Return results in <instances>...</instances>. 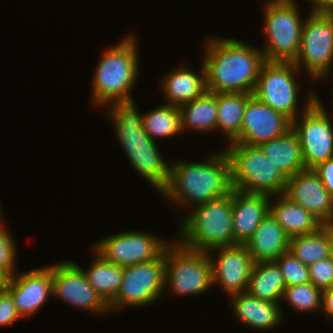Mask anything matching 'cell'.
<instances>
[{
  "mask_svg": "<svg viewBox=\"0 0 333 333\" xmlns=\"http://www.w3.org/2000/svg\"><path fill=\"white\" fill-rule=\"evenodd\" d=\"M207 40L203 61L207 91L253 94L265 62L262 50L233 38Z\"/></svg>",
  "mask_w": 333,
  "mask_h": 333,
  "instance_id": "obj_1",
  "label": "cell"
},
{
  "mask_svg": "<svg viewBox=\"0 0 333 333\" xmlns=\"http://www.w3.org/2000/svg\"><path fill=\"white\" fill-rule=\"evenodd\" d=\"M208 157L205 163L179 160L170 163L169 183L161 195L175 206L192 209L230 194L233 188L227 153L212 152Z\"/></svg>",
  "mask_w": 333,
  "mask_h": 333,
  "instance_id": "obj_2",
  "label": "cell"
},
{
  "mask_svg": "<svg viewBox=\"0 0 333 333\" xmlns=\"http://www.w3.org/2000/svg\"><path fill=\"white\" fill-rule=\"evenodd\" d=\"M106 117L114 125L116 137L133 168L161 193L169 183L170 164L166 163L157 143L143 129V114L136 102L111 104Z\"/></svg>",
  "mask_w": 333,
  "mask_h": 333,
  "instance_id": "obj_3",
  "label": "cell"
},
{
  "mask_svg": "<svg viewBox=\"0 0 333 333\" xmlns=\"http://www.w3.org/2000/svg\"><path fill=\"white\" fill-rule=\"evenodd\" d=\"M135 39L132 35L127 36L114 47L104 50L95 67L91 91L93 102L98 106L135 102L131 90L140 73Z\"/></svg>",
  "mask_w": 333,
  "mask_h": 333,
  "instance_id": "obj_4",
  "label": "cell"
},
{
  "mask_svg": "<svg viewBox=\"0 0 333 333\" xmlns=\"http://www.w3.org/2000/svg\"><path fill=\"white\" fill-rule=\"evenodd\" d=\"M187 214L176 237L182 246L208 252L209 250L236 245L233 234L232 191L230 194L206 204L196 206Z\"/></svg>",
  "mask_w": 333,
  "mask_h": 333,
  "instance_id": "obj_5",
  "label": "cell"
},
{
  "mask_svg": "<svg viewBox=\"0 0 333 333\" xmlns=\"http://www.w3.org/2000/svg\"><path fill=\"white\" fill-rule=\"evenodd\" d=\"M224 149L231 164L234 190L273 197L284 193L287 178L264 155L259 146L229 143Z\"/></svg>",
  "mask_w": 333,
  "mask_h": 333,
  "instance_id": "obj_6",
  "label": "cell"
},
{
  "mask_svg": "<svg viewBox=\"0 0 333 333\" xmlns=\"http://www.w3.org/2000/svg\"><path fill=\"white\" fill-rule=\"evenodd\" d=\"M300 10L295 0H270L265 4L264 26L268 37L262 48L265 61L293 62L301 44Z\"/></svg>",
  "mask_w": 333,
  "mask_h": 333,
  "instance_id": "obj_7",
  "label": "cell"
},
{
  "mask_svg": "<svg viewBox=\"0 0 333 333\" xmlns=\"http://www.w3.org/2000/svg\"><path fill=\"white\" fill-rule=\"evenodd\" d=\"M173 243V244H171ZM165 248V289L176 295H198L213 286L208 252L189 249L177 240Z\"/></svg>",
  "mask_w": 333,
  "mask_h": 333,
  "instance_id": "obj_8",
  "label": "cell"
},
{
  "mask_svg": "<svg viewBox=\"0 0 333 333\" xmlns=\"http://www.w3.org/2000/svg\"><path fill=\"white\" fill-rule=\"evenodd\" d=\"M309 94L301 118L292 121V130L298 136L305 168L313 169L333 158V123L318 94Z\"/></svg>",
  "mask_w": 333,
  "mask_h": 333,
  "instance_id": "obj_9",
  "label": "cell"
},
{
  "mask_svg": "<svg viewBox=\"0 0 333 333\" xmlns=\"http://www.w3.org/2000/svg\"><path fill=\"white\" fill-rule=\"evenodd\" d=\"M300 71L293 62L265 61L262 65L253 95L291 121L298 113L300 88L295 75Z\"/></svg>",
  "mask_w": 333,
  "mask_h": 333,
  "instance_id": "obj_10",
  "label": "cell"
},
{
  "mask_svg": "<svg viewBox=\"0 0 333 333\" xmlns=\"http://www.w3.org/2000/svg\"><path fill=\"white\" fill-rule=\"evenodd\" d=\"M304 21L298 55L293 61L299 70L321 79L333 66V14L311 13ZM301 68V69H300Z\"/></svg>",
  "mask_w": 333,
  "mask_h": 333,
  "instance_id": "obj_11",
  "label": "cell"
},
{
  "mask_svg": "<svg viewBox=\"0 0 333 333\" xmlns=\"http://www.w3.org/2000/svg\"><path fill=\"white\" fill-rule=\"evenodd\" d=\"M165 251L157 259L124 267L120 289L116 298L108 305L109 311L126 305H151L162 297L165 286Z\"/></svg>",
  "mask_w": 333,
  "mask_h": 333,
  "instance_id": "obj_12",
  "label": "cell"
},
{
  "mask_svg": "<svg viewBox=\"0 0 333 333\" xmlns=\"http://www.w3.org/2000/svg\"><path fill=\"white\" fill-rule=\"evenodd\" d=\"M169 244L152 234L133 230L107 236L93 249L106 261L126 267L159 258Z\"/></svg>",
  "mask_w": 333,
  "mask_h": 333,
  "instance_id": "obj_13",
  "label": "cell"
},
{
  "mask_svg": "<svg viewBox=\"0 0 333 333\" xmlns=\"http://www.w3.org/2000/svg\"><path fill=\"white\" fill-rule=\"evenodd\" d=\"M52 280L53 297L60 301L92 313H110L109 306L90 285L81 266L75 262L66 260L52 265Z\"/></svg>",
  "mask_w": 333,
  "mask_h": 333,
  "instance_id": "obj_14",
  "label": "cell"
},
{
  "mask_svg": "<svg viewBox=\"0 0 333 333\" xmlns=\"http://www.w3.org/2000/svg\"><path fill=\"white\" fill-rule=\"evenodd\" d=\"M216 251L217 258H212ZM213 285L218 284L230 297L245 293L254 261L245 244L216 247L208 251Z\"/></svg>",
  "mask_w": 333,
  "mask_h": 333,
  "instance_id": "obj_15",
  "label": "cell"
},
{
  "mask_svg": "<svg viewBox=\"0 0 333 333\" xmlns=\"http://www.w3.org/2000/svg\"><path fill=\"white\" fill-rule=\"evenodd\" d=\"M292 129V121L267 106L254 95L246 104L240 136L233 143L259 146L286 134Z\"/></svg>",
  "mask_w": 333,
  "mask_h": 333,
  "instance_id": "obj_16",
  "label": "cell"
},
{
  "mask_svg": "<svg viewBox=\"0 0 333 333\" xmlns=\"http://www.w3.org/2000/svg\"><path fill=\"white\" fill-rule=\"evenodd\" d=\"M16 274L7 278L5 290L21 318L33 316L53 296L52 265Z\"/></svg>",
  "mask_w": 333,
  "mask_h": 333,
  "instance_id": "obj_17",
  "label": "cell"
},
{
  "mask_svg": "<svg viewBox=\"0 0 333 333\" xmlns=\"http://www.w3.org/2000/svg\"><path fill=\"white\" fill-rule=\"evenodd\" d=\"M283 195L300 204L323 225H333V198L313 169L306 168L287 178Z\"/></svg>",
  "mask_w": 333,
  "mask_h": 333,
  "instance_id": "obj_18",
  "label": "cell"
},
{
  "mask_svg": "<svg viewBox=\"0 0 333 333\" xmlns=\"http://www.w3.org/2000/svg\"><path fill=\"white\" fill-rule=\"evenodd\" d=\"M271 197L232 190L233 234L236 244H245L270 212Z\"/></svg>",
  "mask_w": 333,
  "mask_h": 333,
  "instance_id": "obj_19",
  "label": "cell"
},
{
  "mask_svg": "<svg viewBox=\"0 0 333 333\" xmlns=\"http://www.w3.org/2000/svg\"><path fill=\"white\" fill-rule=\"evenodd\" d=\"M289 239L269 212L245 245L254 263L270 262L289 251Z\"/></svg>",
  "mask_w": 333,
  "mask_h": 333,
  "instance_id": "obj_20",
  "label": "cell"
},
{
  "mask_svg": "<svg viewBox=\"0 0 333 333\" xmlns=\"http://www.w3.org/2000/svg\"><path fill=\"white\" fill-rule=\"evenodd\" d=\"M234 315L240 322L257 329L269 330L282 323V309L279 303L259 300L247 292L231 297Z\"/></svg>",
  "mask_w": 333,
  "mask_h": 333,
  "instance_id": "obj_21",
  "label": "cell"
},
{
  "mask_svg": "<svg viewBox=\"0 0 333 333\" xmlns=\"http://www.w3.org/2000/svg\"><path fill=\"white\" fill-rule=\"evenodd\" d=\"M201 65L199 74L183 65L163 76L161 85L169 105L180 107L207 91L206 70L203 62Z\"/></svg>",
  "mask_w": 333,
  "mask_h": 333,
  "instance_id": "obj_22",
  "label": "cell"
},
{
  "mask_svg": "<svg viewBox=\"0 0 333 333\" xmlns=\"http://www.w3.org/2000/svg\"><path fill=\"white\" fill-rule=\"evenodd\" d=\"M273 197H278V201L274 203L271 199L270 213L289 238L311 234L324 226L312 213L283 194Z\"/></svg>",
  "mask_w": 333,
  "mask_h": 333,
  "instance_id": "obj_23",
  "label": "cell"
},
{
  "mask_svg": "<svg viewBox=\"0 0 333 333\" xmlns=\"http://www.w3.org/2000/svg\"><path fill=\"white\" fill-rule=\"evenodd\" d=\"M259 147L286 178L306 169L298 136L292 129L278 138L261 143Z\"/></svg>",
  "mask_w": 333,
  "mask_h": 333,
  "instance_id": "obj_24",
  "label": "cell"
},
{
  "mask_svg": "<svg viewBox=\"0 0 333 333\" xmlns=\"http://www.w3.org/2000/svg\"><path fill=\"white\" fill-rule=\"evenodd\" d=\"M286 288L282 272L275 261L254 263L246 292L268 302L279 303Z\"/></svg>",
  "mask_w": 333,
  "mask_h": 333,
  "instance_id": "obj_25",
  "label": "cell"
},
{
  "mask_svg": "<svg viewBox=\"0 0 333 333\" xmlns=\"http://www.w3.org/2000/svg\"><path fill=\"white\" fill-rule=\"evenodd\" d=\"M217 93L206 91L202 96L179 107L181 129L200 131L217 130Z\"/></svg>",
  "mask_w": 333,
  "mask_h": 333,
  "instance_id": "obj_26",
  "label": "cell"
},
{
  "mask_svg": "<svg viewBox=\"0 0 333 333\" xmlns=\"http://www.w3.org/2000/svg\"><path fill=\"white\" fill-rule=\"evenodd\" d=\"M333 243V225H324L316 232L295 236L289 239L291 252L304 265L330 257Z\"/></svg>",
  "mask_w": 333,
  "mask_h": 333,
  "instance_id": "obj_27",
  "label": "cell"
},
{
  "mask_svg": "<svg viewBox=\"0 0 333 333\" xmlns=\"http://www.w3.org/2000/svg\"><path fill=\"white\" fill-rule=\"evenodd\" d=\"M249 93H217V130L223 131L228 143L234 142L241 134L243 115Z\"/></svg>",
  "mask_w": 333,
  "mask_h": 333,
  "instance_id": "obj_28",
  "label": "cell"
},
{
  "mask_svg": "<svg viewBox=\"0 0 333 333\" xmlns=\"http://www.w3.org/2000/svg\"><path fill=\"white\" fill-rule=\"evenodd\" d=\"M96 258L88 270H83L88 282L98 293L101 299L109 305L120 289L124 267L106 261L94 249Z\"/></svg>",
  "mask_w": 333,
  "mask_h": 333,
  "instance_id": "obj_29",
  "label": "cell"
},
{
  "mask_svg": "<svg viewBox=\"0 0 333 333\" xmlns=\"http://www.w3.org/2000/svg\"><path fill=\"white\" fill-rule=\"evenodd\" d=\"M143 129L153 141L180 134L182 129L179 107L166 103L143 114Z\"/></svg>",
  "mask_w": 333,
  "mask_h": 333,
  "instance_id": "obj_30",
  "label": "cell"
},
{
  "mask_svg": "<svg viewBox=\"0 0 333 333\" xmlns=\"http://www.w3.org/2000/svg\"><path fill=\"white\" fill-rule=\"evenodd\" d=\"M322 292L311 282L288 286L284 289L281 300H286L298 312H313L322 308Z\"/></svg>",
  "mask_w": 333,
  "mask_h": 333,
  "instance_id": "obj_31",
  "label": "cell"
},
{
  "mask_svg": "<svg viewBox=\"0 0 333 333\" xmlns=\"http://www.w3.org/2000/svg\"><path fill=\"white\" fill-rule=\"evenodd\" d=\"M284 277L286 287L310 283L309 267L287 251L276 261Z\"/></svg>",
  "mask_w": 333,
  "mask_h": 333,
  "instance_id": "obj_32",
  "label": "cell"
},
{
  "mask_svg": "<svg viewBox=\"0 0 333 333\" xmlns=\"http://www.w3.org/2000/svg\"><path fill=\"white\" fill-rule=\"evenodd\" d=\"M0 223V272L7 278L13 276L16 272V246L13 236Z\"/></svg>",
  "mask_w": 333,
  "mask_h": 333,
  "instance_id": "obj_33",
  "label": "cell"
},
{
  "mask_svg": "<svg viewBox=\"0 0 333 333\" xmlns=\"http://www.w3.org/2000/svg\"><path fill=\"white\" fill-rule=\"evenodd\" d=\"M308 267L312 284L322 291L333 288V264L330 257L318 260Z\"/></svg>",
  "mask_w": 333,
  "mask_h": 333,
  "instance_id": "obj_34",
  "label": "cell"
},
{
  "mask_svg": "<svg viewBox=\"0 0 333 333\" xmlns=\"http://www.w3.org/2000/svg\"><path fill=\"white\" fill-rule=\"evenodd\" d=\"M20 319L11 295L4 289L0 292V325H11Z\"/></svg>",
  "mask_w": 333,
  "mask_h": 333,
  "instance_id": "obj_35",
  "label": "cell"
},
{
  "mask_svg": "<svg viewBox=\"0 0 333 333\" xmlns=\"http://www.w3.org/2000/svg\"><path fill=\"white\" fill-rule=\"evenodd\" d=\"M322 184L333 198V158L319 163L313 168Z\"/></svg>",
  "mask_w": 333,
  "mask_h": 333,
  "instance_id": "obj_36",
  "label": "cell"
},
{
  "mask_svg": "<svg viewBox=\"0 0 333 333\" xmlns=\"http://www.w3.org/2000/svg\"><path fill=\"white\" fill-rule=\"evenodd\" d=\"M322 312L333 321V288L323 290L322 292Z\"/></svg>",
  "mask_w": 333,
  "mask_h": 333,
  "instance_id": "obj_37",
  "label": "cell"
},
{
  "mask_svg": "<svg viewBox=\"0 0 333 333\" xmlns=\"http://www.w3.org/2000/svg\"><path fill=\"white\" fill-rule=\"evenodd\" d=\"M311 5V13L316 14H333V0H310Z\"/></svg>",
  "mask_w": 333,
  "mask_h": 333,
  "instance_id": "obj_38",
  "label": "cell"
},
{
  "mask_svg": "<svg viewBox=\"0 0 333 333\" xmlns=\"http://www.w3.org/2000/svg\"><path fill=\"white\" fill-rule=\"evenodd\" d=\"M7 277L0 272V291H3L5 289Z\"/></svg>",
  "mask_w": 333,
  "mask_h": 333,
  "instance_id": "obj_39",
  "label": "cell"
},
{
  "mask_svg": "<svg viewBox=\"0 0 333 333\" xmlns=\"http://www.w3.org/2000/svg\"><path fill=\"white\" fill-rule=\"evenodd\" d=\"M330 259H331L332 264H333V243H332V246H331V249H330Z\"/></svg>",
  "mask_w": 333,
  "mask_h": 333,
  "instance_id": "obj_40",
  "label": "cell"
},
{
  "mask_svg": "<svg viewBox=\"0 0 333 333\" xmlns=\"http://www.w3.org/2000/svg\"><path fill=\"white\" fill-rule=\"evenodd\" d=\"M2 213H3V212H2V207H1V205H0V223H2V222H3V221H1V220H2V218H3V217H2Z\"/></svg>",
  "mask_w": 333,
  "mask_h": 333,
  "instance_id": "obj_41",
  "label": "cell"
}]
</instances>
